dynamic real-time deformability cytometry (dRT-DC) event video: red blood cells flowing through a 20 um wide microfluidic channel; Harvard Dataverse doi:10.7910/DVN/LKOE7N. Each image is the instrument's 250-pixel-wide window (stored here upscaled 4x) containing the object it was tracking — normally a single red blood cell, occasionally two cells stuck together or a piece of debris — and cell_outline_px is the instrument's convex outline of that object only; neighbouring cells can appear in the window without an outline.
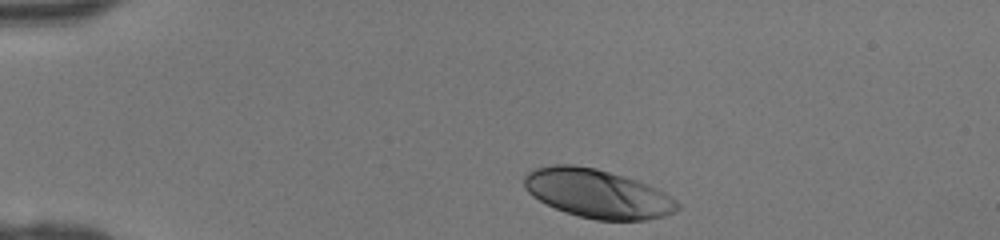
{"species": "human", "species_latin": "Homo sapiens", "temperature_condition": "room temperature", "stored_images_in_passage": 32, "camera_frame_rate_fps": 3000, "um_per_image_px": 0.085, "donor": {"sex": "female"}, "frame": {"image": 1, "passage_image": 1, "time_ms": 0.0, "image_size_px": [1000, 240], "cell_outline_px": [[680, 208], [664, 216], [648, 220], [596, 220], [564, 212], [532, 196], [524, 188], [524, 176], [528, 172], [536, 168], [556, 164], [572, 164], [596, 168], [624, 176], [648, 184], [664, 192], [676, 200], [680, 204]], "centroid_in_image_um": [50.79, 16.45], "position_along_channel_um": 34.2, "area_um2": 43.41}}
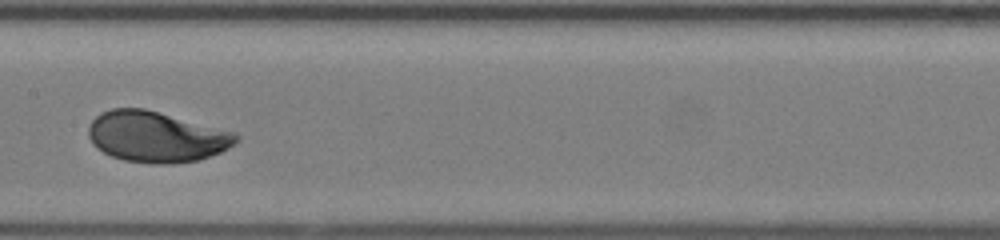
{"frame": {"image": 2, "passage_image": 16, "time_ms": 5.0, "image_size_px": [1000, 240], "cell_outline_px": [[240, 140], [236, 144], [220, 152], [200, 160], [172, 164], [152, 164], [124, 160], [112, 156], [96, 148], [92, 144], [88, 136], [88, 124], [100, 112], [112, 108], [144, 108], [236, 132], [240, 136]], "centroid_in_image_um": [13.29, 11.63], "position_along_channel_um": 194.1, "area_um2": 44.16}}
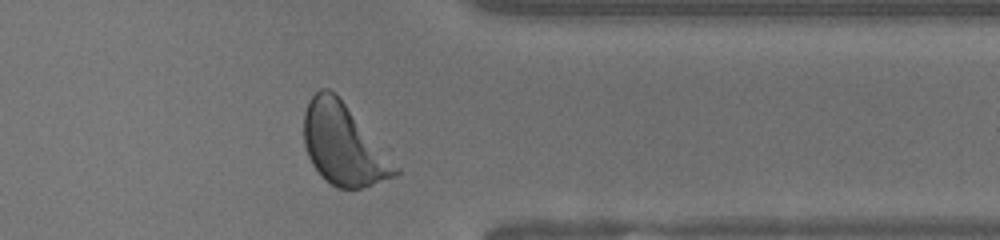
{"frame": {"image": 3, "passage_image": 29, "time_ms": 9.333, "image_size_px": [1000, 240], "cell_outline_px": [[400, 172], [396, 176], [360, 188], [336, 188], [324, 180], [320, 176], [312, 164], [308, 156], [304, 144], [304, 112], [308, 100], [320, 88], [328, 88], [336, 92], [400, 168]], "centroid_in_image_um": [29.17, 12.28], "position_along_channel_um": 382.2, "area_um2": 43.23}}